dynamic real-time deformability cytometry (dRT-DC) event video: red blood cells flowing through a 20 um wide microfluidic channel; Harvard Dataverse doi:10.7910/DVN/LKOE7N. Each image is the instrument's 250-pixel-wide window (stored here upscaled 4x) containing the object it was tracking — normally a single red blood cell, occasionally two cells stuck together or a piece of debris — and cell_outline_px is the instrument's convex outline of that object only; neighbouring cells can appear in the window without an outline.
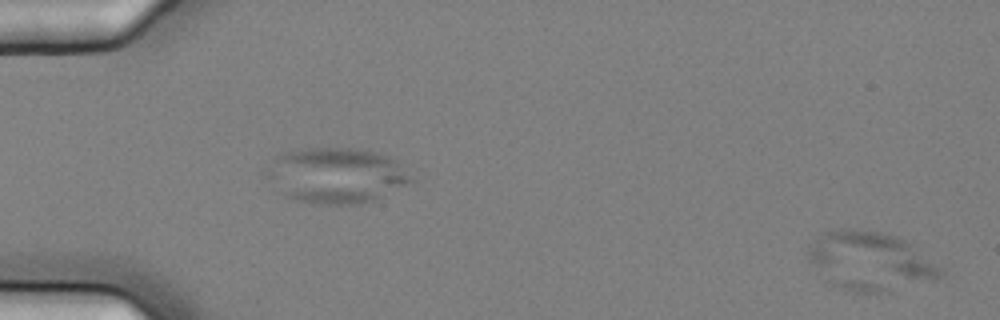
{"species": "common noctule bat (a hibernating species)", "species_latin": "Nyctalus noctula", "temperature_condition": "cold", "stored_images_in_passage": 8, "camera_frame_rate_fps": 3000, "um_per_image_px": 0.085, "animal": {"sex": "female", "body_mass_g": 25.1}, "frame": {"image": 1, "passage_image": 2, "time_ms": 0.333, "image_size_px": [1000, 320], "cell_outline_px": [[944, 272], [936, 280], [888, 292], [852, 292], [840, 288], [824, 280], [808, 260], [808, 244], [820, 232], [840, 228], [852, 228], [880, 232], [896, 236], [904, 240], [944, 268]], "centroid_in_image_um": [73.93, 22.19], "position_along_channel_um": 11.1, "area_um2": 45.89}}
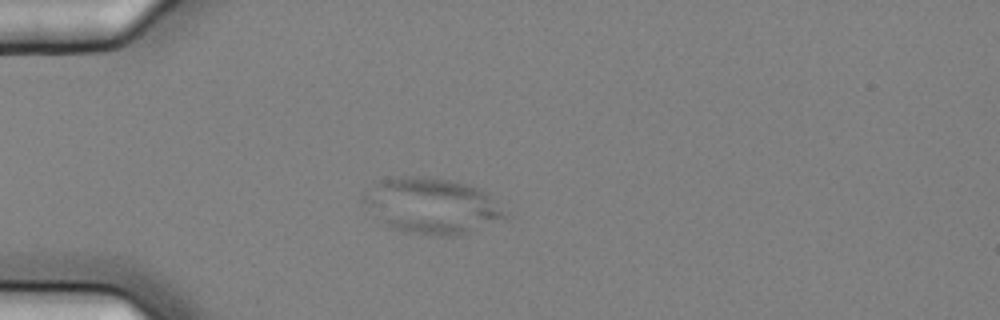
{"frame": {"image": 2, "passage_image": 6, "time_ms": 1.667, "image_size_px": [1000, 320], "cell_outline_px": [[512, 216], [504, 220], [452, 236], [440, 236], [412, 232], [392, 228], [380, 220], [360, 200], [380, 180], [400, 176], [424, 176], [448, 180], [468, 184], [480, 188], [508, 212]], "centroid_in_image_um": [36.76, 17.48], "position_along_channel_um": 48.2, "area_um2": 45.43}}
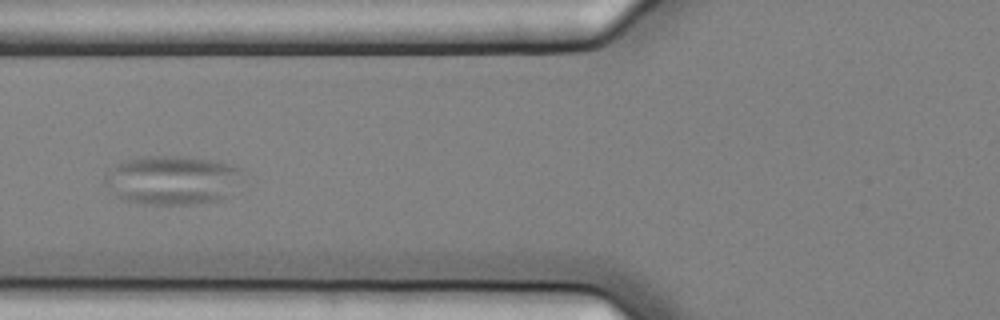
{"frame": {"image": 3, "passage_image": 8, "time_ms": 2.333, "image_size_px": [1000, 320], "cell_outline_px": [[244, 172], [224, 196], [220, 200], [188, 204], [144, 204], [124, 200], [104, 184], [104, 176], [108, 168], [116, 164], [140, 156], [184, 156], [220, 160], [244, 168]], "centroid_in_image_um": [14.61, 15.27], "position_along_channel_um": 111.2, "area_um2": 39.36}}